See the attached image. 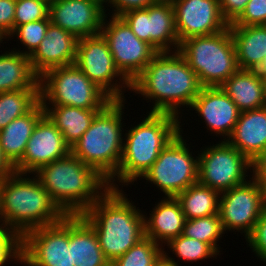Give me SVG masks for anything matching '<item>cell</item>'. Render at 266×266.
I'll use <instances>...</instances> for the list:
<instances>
[{
	"label": "cell",
	"mask_w": 266,
	"mask_h": 266,
	"mask_svg": "<svg viewBox=\"0 0 266 266\" xmlns=\"http://www.w3.org/2000/svg\"><path fill=\"white\" fill-rule=\"evenodd\" d=\"M202 88L186 59L174 50L158 52L131 82V91L143 95L150 102L155 100L150 113H168L178 118L179 108H190Z\"/></svg>",
	"instance_id": "obj_1"
},
{
	"label": "cell",
	"mask_w": 266,
	"mask_h": 266,
	"mask_svg": "<svg viewBox=\"0 0 266 266\" xmlns=\"http://www.w3.org/2000/svg\"><path fill=\"white\" fill-rule=\"evenodd\" d=\"M122 189L108 188L81 216L93 227L111 263L145 238L144 217Z\"/></svg>",
	"instance_id": "obj_2"
},
{
	"label": "cell",
	"mask_w": 266,
	"mask_h": 266,
	"mask_svg": "<svg viewBox=\"0 0 266 266\" xmlns=\"http://www.w3.org/2000/svg\"><path fill=\"white\" fill-rule=\"evenodd\" d=\"M34 175L65 215L83 214L109 188L105 178L72 153Z\"/></svg>",
	"instance_id": "obj_3"
},
{
	"label": "cell",
	"mask_w": 266,
	"mask_h": 266,
	"mask_svg": "<svg viewBox=\"0 0 266 266\" xmlns=\"http://www.w3.org/2000/svg\"><path fill=\"white\" fill-rule=\"evenodd\" d=\"M180 119L168 113H150L131 127L124 136L122 156L117 173L108 181L109 188L119 189L116 180L129 185L142 177L154 164L160 152L180 133ZM181 129V130H180ZM116 178V179H115Z\"/></svg>",
	"instance_id": "obj_4"
},
{
	"label": "cell",
	"mask_w": 266,
	"mask_h": 266,
	"mask_svg": "<svg viewBox=\"0 0 266 266\" xmlns=\"http://www.w3.org/2000/svg\"><path fill=\"white\" fill-rule=\"evenodd\" d=\"M25 176L28 177L14 172L1 181V223L21 237L66 216L36 176L33 179Z\"/></svg>",
	"instance_id": "obj_5"
},
{
	"label": "cell",
	"mask_w": 266,
	"mask_h": 266,
	"mask_svg": "<svg viewBox=\"0 0 266 266\" xmlns=\"http://www.w3.org/2000/svg\"><path fill=\"white\" fill-rule=\"evenodd\" d=\"M124 101L111 100L71 147L74 156L93 167L107 181L117 173L122 156Z\"/></svg>",
	"instance_id": "obj_6"
},
{
	"label": "cell",
	"mask_w": 266,
	"mask_h": 266,
	"mask_svg": "<svg viewBox=\"0 0 266 266\" xmlns=\"http://www.w3.org/2000/svg\"><path fill=\"white\" fill-rule=\"evenodd\" d=\"M179 52L199 78L203 87H220L239 70L230 28L184 40Z\"/></svg>",
	"instance_id": "obj_7"
},
{
	"label": "cell",
	"mask_w": 266,
	"mask_h": 266,
	"mask_svg": "<svg viewBox=\"0 0 266 266\" xmlns=\"http://www.w3.org/2000/svg\"><path fill=\"white\" fill-rule=\"evenodd\" d=\"M39 82L42 104L102 109L112 100L75 64L53 68Z\"/></svg>",
	"instance_id": "obj_8"
},
{
	"label": "cell",
	"mask_w": 266,
	"mask_h": 266,
	"mask_svg": "<svg viewBox=\"0 0 266 266\" xmlns=\"http://www.w3.org/2000/svg\"><path fill=\"white\" fill-rule=\"evenodd\" d=\"M179 133L159 154L154 164L141 178L154 184L165 197H176L198 182L199 159L192 156Z\"/></svg>",
	"instance_id": "obj_9"
},
{
	"label": "cell",
	"mask_w": 266,
	"mask_h": 266,
	"mask_svg": "<svg viewBox=\"0 0 266 266\" xmlns=\"http://www.w3.org/2000/svg\"><path fill=\"white\" fill-rule=\"evenodd\" d=\"M75 65L112 100H123L126 88L131 90V83L116 68L101 33L78 39Z\"/></svg>",
	"instance_id": "obj_10"
},
{
	"label": "cell",
	"mask_w": 266,
	"mask_h": 266,
	"mask_svg": "<svg viewBox=\"0 0 266 266\" xmlns=\"http://www.w3.org/2000/svg\"><path fill=\"white\" fill-rule=\"evenodd\" d=\"M198 153V182L220 193L247 181L251 161L227 141ZM250 169V170H249ZM247 174V175H246Z\"/></svg>",
	"instance_id": "obj_11"
},
{
	"label": "cell",
	"mask_w": 266,
	"mask_h": 266,
	"mask_svg": "<svg viewBox=\"0 0 266 266\" xmlns=\"http://www.w3.org/2000/svg\"><path fill=\"white\" fill-rule=\"evenodd\" d=\"M106 18L100 33L108 43L116 68L131 83L158 52L140 40L120 16H111L109 22Z\"/></svg>",
	"instance_id": "obj_12"
},
{
	"label": "cell",
	"mask_w": 266,
	"mask_h": 266,
	"mask_svg": "<svg viewBox=\"0 0 266 266\" xmlns=\"http://www.w3.org/2000/svg\"><path fill=\"white\" fill-rule=\"evenodd\" d=\"M265 208L264 184L253 178L220 194L219 216L224 231H242L245 239L253 231Z\"/></svg>",
	"instance_id": "obj_13"
},
{
	"label": "cell",
	"mask_w": 266,
	"mask_h": 266,
	"mask_svg": "<svg viewBox=\"0 0 266 266\" xmlns=\"http://www.w3.org/2000/svg\"><path fill=\"white\" fill-rule=\"evenodd\" d=\"M120 17L133 33L157 52L179 51L175 13L171 1L158 0L144 9L129 10Z\"/></svg>",
	"instance_id": "obj_14"
},
{
	"label": "cell",
	"mask_w": 266,
	"mask_h": 266,
	"mask_svg": "<svg viewBox=\"0 0 266 266\" xmlns=\"http://www.w3.org/2000/svg\"><path fill=\"white\" fill-rule=\"evenodd\" d=\"M21 264L71 266L69 215L60 222L32 229L21 237Z\"/></svg>",
	"instance_id": "obj_15"
},
{
	"label": "cell",
	"mask_w": 266,
	"mask_h": 266,
	"mask_svg": "<svg viewBox=\"0 0 266 266\" xmlns=\"http://www.w3.org/2000/svg\"><path fill=\"white\" fill-rule=\"evenodd\" d=\"M178 40L221 32L229 27L219 0H171Z\"/></svg>",
	"instance_id": "obj_16"
},
{
	"label": "cell",
	"mask_w": 266,
	"mask_h": 266,
	"mask_svg": "<svg viewBox=\"0 0 266 266\" xmlns=\"http://www.w3.org/2000/svg\"><path fill=\"white\" fill-rule=\"evenodd\" d=\"M71 153L63 134L45 114L36 124L22 159L14 166L17 173L34 174L41 167Z\"/></svg>",
	"instance_id": "obj_17"
},
{
	"label": "cell",
	"mask_w": 266,
	"mask_h": 266,
	"mask_svg": "<svg viewBox=\"0 0 266 266\" xmlns=\"http://www.w3.org/2000/svg\"><path fill=\"white\" fill-rule=\"evenodd\" d=\"M105 8L91 0H54L49 18L77 39L99 34L106 16Z\"/></svg>",
	"instance_id": "obj_18"
},
{
	"label": "cell",
	"mask_w": 266,
	"mask_h": 266,
	"mask_svg": "<svg viewBox=\"0 0 266 266\" xmlns=\"http://www.w3.org/2000/svg\"><path fill=\"white\" fill-rule=\"evenodd\" d=\"M190 108L205 120L210 132L223 136L224 141L231 135L241 113L221 87H203Z\"/></svg>",
	"instance_id": "obj_19"
},
{
	"label": "cell",
	"mask_w": 266,
	"mask_h": 266,
	"mask_svg": "<svg viewBox=\"0 0 266 266\" xmlns=\"http://www.w3.org/2000/svg\"><path fill=\"white\" fill-rule=\"evenodd\" d=\"M77 43L74 35L50 23L45 38L29 57L33 71L40 78L53 68L74 65Z\"/></svg>",
	"instance_id": "obj_20"
},
{
	"label": "cell",
	"mask_w": 266,
	"mask_h": 266,
	"mask_svg": "<svg viewBox=\"0 0 266 266\" xmlns=\"http://www.w3.org/2000/svg\"><path fill=\"white\" fill-rule=\"evenodd\" d=\"M250 161L266 149V106L242 111L226 140Z\"/></svg>",
	"instance_id": "obj_21"
},
{
	"label": "cell",
	"mask_w": 266,
	"mask_h": 266,
	"mask_svg": "<svg viewBox=\"0 0 266 266\" xmlns=\"http://www.w3.org/2000/svg\"><path fill=\"white\" fill-rule=\"evenodd\" d=\"M71 266H110L93 227L81 215H69Z\"/></svg>",
	"instance_id": "obj_22"
},
{
	"label": "cell",
	"mask_w": 266,
	"mask_h": 266,
	"mask_svg": "<svg viewBox=\"0 0 266 266\" xmlns=\"http://www.w3.org/2000/svg\"><path fill=\"white\" fill-rule=\"evenodd\" d=\"M150 212L149 218L144 217L145 237L163 247L169 240L183 234L186 218L175 197H164Z\"/></svg>",
	"instance_id": "obj_23"
},
{
	"label": "cell",
	"mask_w": 266,
	"mask_h": 266,
	"mask_svg": "<svg viewBox=\"0 0 266 266\" xmlns=\"http://www.w3.org/2000/svg\"><path fill=\"white\" fill-rule=\"evenodd\" d=\"M45 115L39 101L28 113L11 121L0 130V147L3 155L14 167L23 157L27 142L37 122Z\"/></svg>",
	"instance_id": "obj_24"
},
{
	"label": "cell",
	"mask_w": 266,
	"mask_h": 266,
	"mask_svg": "<svg viewBox=\"0 0 266 266\" xmlns=\"http://www.w3.org/2000/svg\"><path fill=\"white\" fill-rule=\"evenodd\" d=\"M239 69L256 70L266 56V25L229 26Z\"/></svg>",
	"instance_id": "obj_25"
},
{
	"label": "cell",
	"mask_w": 266,
	"mask_h": 266,
	"mask_svg": "<svg viewBox=\"0 0 266 266\" xmlns=\"http://www.w3.org/2000/svg\"><path fill=\"white\" fill-rule=\"evenodd\" d=\"M220 87L241 112L265 106L263 83L256 70L239 69Z\"/></svg>",
	"instance_id": "obj_26"
},
{
	"label": "cell",
	"mask_w": 266,
	"mask_h": 266,
	"mask_svg": "<svg viewBox=\"0 0 266 266\" xmlns=\"http://www.w3.org/2000/svg\"><path fill=\"white\" fill-rule=\"evenodd\" d=\"M20 89H40L29 56L14 50L0 55V93Z\"/></svg>",
	"instance_id": "obj_27"
},
{
	"label": "cell",
	"mask_w": 266,
	"mask_h": 266,
	"mask_svg": "<svg viewBox=\"0 0 266 266\" xmlns=\"http://www.w3.org/2000/svg\"><path fill=\"white\" fill-rule=\"evenodd\" d=\"M51 106L43 104L45 114L63 134V138L70 147L80 139L90 127L95 115L101 110L61 105Z\"/></svg>",
	"instance_id": "obj_28"
},
{
	"label": "cell",
	"mask_w": 266,
	"mask_h": 266,
	"mask_svg": "<svg viewBox=\"0 0 266 266\" xmlns=\"http://www.w3.org/2000/svg\"><path fill=\"white\" fill-rule=\"evenodd\" d=\"M220 192L199 182L180 192L179 201L186 220L219 214Z\"/></svg>",
	"instance_id": "obj_29"
},
{
	"label": "cell",
	"mask_w": 266,
	"mask_h": 266,
	"mask_svg": "<svg viewBox=\"0 0 266 266\" xmlns=\"http://www.w3.org/2000/svg\"><path fill=\"white\" fill-rule=\"evenodd\" d=\"M40 101V89H20L0 93V130L28 113Z\"/></svg>",
	"instance_id": "obj_30"
},
{
	"label": "cell",
	"mask_w": 266,
	"mask_h": 266,
	"mask_svg": "<svg viewBox=\"0 0 266 266\" xmlns=\"http://www.w3.org/2000/svg\"><path fill=\"white\" fill-rule=\"evenodd\" d=\"M225 234L219 214L186 220L183 235L209 244L218 254L219 238Z\"/></svg>",
	"instance_id": "obj_31"
},
{
	"label": "cell",
	"mask_w": 266,
	"mask_h": 266,
	"mask_svg": "<svg viewBox=\"0 0 266 266\" xmlns=\"http://www.w3.org/2000/svg\"><path fill=\"white\" fill-rule=\"evenodd\" d=\"M163 247L150 238H143L110 266H157L163 258Z\"/></svg>",
	"instance_id": "obj_32"
},
{
	"label": "cell",
	"mask_w": 266,
	"mask_h": 266,
	"mask_svg": "<svg viewBox=\"0 0 266 266\" xmlns=\"http://www.w3.org/2000/svg\"><path fill=\"white\" fill-rule=\"evenodd\" d=\"M178 258L185 262H196L206 258L217 257L218 253L207 243L184 236L183 234L169 240L166 244Z\"/></svg>",
	"instance_id": "obj_33"
},
{
	"label": "cell",
	"mask_w": 266,
	"mask_h": 266,
	"mask_svg": "<svg viewBox=\"0 0 266 266\" xmlns=\"http://www.w3.org/2000/svg\"><path fill=\"white\" fill-rule=\"evenodd\" d=\"M50 23V19H42L18 26L10 34L9 39L14 35L17 36L21 44L27 48V51H17L16 48L14 51L30 57L38 48L40 42L45 38Z\"/></svg>",
	"instance_id": "obj_34"
},
{
	"label": "cell",
	"mask_w": 266,
	"mask_h": 266,
	"mask_svg": "<svg viewBox=\"0 0 266 266\" xmlns=\"http://www.w3.org/2000/svg\"><path fill=\"white\" fill-rule=\"evenodd\" d=\"M49 18V5L37 0H16L14 30L23 24Z\"/></svg>",
	"instance_id": "obj_35"
},
{
	"label": "cell",
	"mask_w": 266,
	"mask_h": 266,
	"mask_svg": "<svg viewBox=\"0 0 266 266\" xmlns=\"http://www.w3.org/2000/svg\"><path fill=\"white\" fill-rule=\"evenodd\" d=\"M14 259L21 263V236L0 224V266Z\"/></svg>",
	"instance_id": "obj_36"
},
{
	"label": "cell",
	"mask_w": 266,
	"mask_h": 266,
	"mask_svg": "<svg viewBox=\"0 0 266 266\" xmlns=\"http://www.w3.org/2000/svg\"><path fill=\"white\" fill-rule=\"evenodd\" d=\"M266 25V0H249L242 14L229 26Z\"/></svg>",
	"instance_id": "obj_37"
},
{
	"label": "cell",
	"mask_w": 266,
	"mask_h": 266,
	"mask_svg": "<svg viewBox=\"0 0 266 266\" xmlns=\"http://www.w3.org/2000/svg\"><path fill=\"white\" fill-rule=\"evenodd\" d=\"M246 241L256 256L266 263V208Z\"/></svg>",
	"instance_id": "obj_38"
},
{
	"label": "cell",
	"mask_w": 266,
	"mask_h": 266,
	"mask_svg": "<svg viewBox=\"0 0 266 266\" xmlns=\"http://www.w3.org/2000/svg\"><path fill=\"white\" fill-rule=\"evenodd\" d=\"M16 0H0V29L8 36L14 31Z\"/></svg>",
	"instance_id": "obj_39"
},
{
	"label": "cell",
	"mask_w": 266,
	"mask_h": 266,
	"mask_svg": "<svg viewBox=\"0 0 266 266\" xmlns=\"http://www.w3.org/2000/svg\"><path fill=\"white\" fill-rule=\"evenodd\" d=\"M249 0H219L223 18L232 24L244 11Z\"/></svg>",
	"instance_id": "obj_40"
},
{
	"label": "cell",
	"mask_w": 266,
	"mask_h": 266,
	"mask_svg": "<svg viewBox=\"0 0 266 266\" xmlns=\"http://www.w3.org/2000/svg\"><path fill=\"white\" fill-rule=\"evenodd\" d=\"M158 0H108L107 4L114 7L112 16H120L123 13L133 9H144Z\"/></svg>",
	"instance_id": "obj_41"
},
{
	"label": "cell",
	"mask_w": 266,
	"mask_h": 266,
	"mask_svg": "<svg viewBox=\"0 0 266 266\" xmlns=\"http://www.w3.org/2000/svg\"><path fill=\"white\" fill-rule=\"evenodd\" d=\"M252 177L261 184L266 182V149L251 161Z\"/></svg>",
	"instance_id": "obj_42"
},
{
	"label": "cell",
	"mask_w": 266,
	"mask_h": 266,
	"mask_svg": "<svg viewBox=\"0 0 266 266\" xmlns=\"http://www.w3.org/2000/svg\"><path fill=\"white\" fill-rule=\"evenodd\" d=\"M14 172V167L5 158L0 147V182Z\"/></svg>",
	"instance_id": "obj_43"
},
{
	"label": "cell",
	"mask_w": 266,
	"mask_h": 266,
	"mask_svg": "<svg viewBox=\"0 0 266 266\" xmlns=\"http://www.w3.org/2000/svg\"><path fill=\"white\" fill-rule=\"evenodd\" d=\"M157 266H179V264L163 251V258L158 262Z\"/></svg>",
	"instance_id": "obj_44"
},
{
	"label": "cell",
	"mask_w": 266,
	"mask_h": 266,
	"mask_svg": "<svg viewBox=\"0 0 266 266\" xmlns=\"http://www.w3.org/2000/svg\"><path fill=\"white\" fill-rule=\"evenodd\" d=\"M256 72L261 78L266 77V56L259 67L256 69Z\"/></svg>",
	"instance_id": "obj_45"
},
{
	"label": "cell",
	"mask_w": 266,
	"mask_h": 266,
	"mask_svg": "<svg viewBox=\"0 0 266 266\" xmlns=\"http://www.w3.org/2000/svg\"><path fill=\"white\" fill-rule=\"evenodd\" d=\"M263 83V97H264V103L266 106V77L261 78Z\"/></svg>",
	"instance_id": "obj_46"
},
{
	"label": "cell",
	"mask_w": 266,
	"mask_h": 266,
	"mask_svg": "<svg viewBox=\"0 0 266 266\" xmlns=\"http://www.w3.org/2000/svg\"><path fill=\"white\" fill-rule=\"evenodd\" d=\"M6 39V38H9V36L5 33V32H3L1 29H0V43H2L3 42V40L2 39Z\"/></svg>",
	"instance_id": "obj_47"
},
{
	"label": "cell",
	"mask_w": 266,
	"mask_h": 266,
	"mask_svg": "<svg viewBox=\"0 0 266 266\" xmlns=\"http://www.w3.org/2000/svg\"><path fill=\"white\" fill-rule=\"evenodd\" d=\"M91 1L96 2V3H99L104 8H105L104 4L108 2V0H91Z\"/></svg>",
	"instance_id": "obj_48"
},
{
	"label": "cell",
	"mask_w": 266,
	"mask_h": 266,
	"mask_svg": "<svg viewBox=\"0 0 266 266\" xmlns=\"http://www.w3.org/2000/svg\"><path fill=\"white\" fill-rule=\"evenodd\" d=\"M37 1L44 2L50 5L54 0H37Z\"/></svg>",
	"instance_id": "obj_49"
},
{
	"label": "cell",
	"mask_w": 266,
	"mask_h": 266,
	"mask_svg": "<svg viewBox=\"0 0 266 266\" xmlns=\"http://www.w3.org/2000/svg\"><path fill=\"white\" fill-rule=\"evenodd\" d=\"M0 223H1V182H0Z\"/></svg>",
	"instance_id": "obj_50"
}]
</instances>
